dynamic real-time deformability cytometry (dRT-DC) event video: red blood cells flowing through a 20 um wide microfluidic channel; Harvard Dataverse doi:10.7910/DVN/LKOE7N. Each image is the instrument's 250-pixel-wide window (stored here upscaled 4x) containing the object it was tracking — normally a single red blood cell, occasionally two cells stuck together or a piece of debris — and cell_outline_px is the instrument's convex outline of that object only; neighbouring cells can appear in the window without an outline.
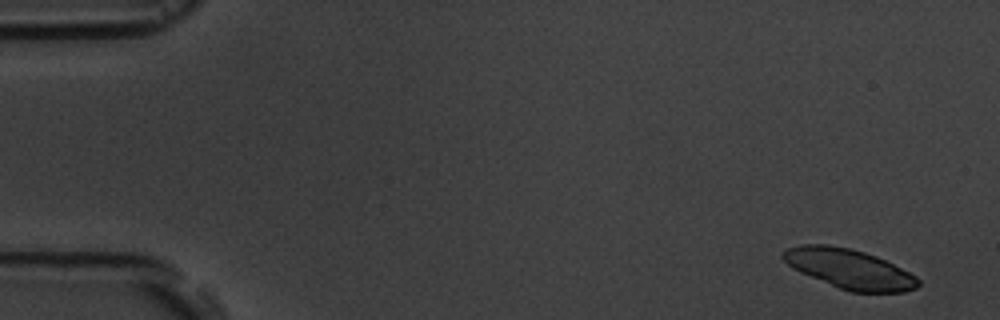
{"species": "common noctule bat (a hibernating species)", "species_latin": "Nyctalus noctula", "temperature_condition": "room temperature", "stored_images_in_passage": 5, "camera_frame_rate_fps": 3000, "um_per_image_px": 0.085, "animal": {"sex": "male", "body_mass_g": 19.5, "forearm_length_mm": 54.6}, "frame": {"image": 1, "passage_image": 1, "time_ms": 0.0, "image_size_px": [1000, 320], "cell_outline_px": [[920, 284], [916, 288], [904, 292], [852, 292], [840, 288], [800, 272], [792, 268], [780, 256], [788, 248], [800, 244], [828, 244], [852, 248], [876, 256], [916, 276], [920, 280]], "centroid_in_image_um": [72.19, 22.84], "position_along_channel_um": 12.8, "area_um2": 30.98}}